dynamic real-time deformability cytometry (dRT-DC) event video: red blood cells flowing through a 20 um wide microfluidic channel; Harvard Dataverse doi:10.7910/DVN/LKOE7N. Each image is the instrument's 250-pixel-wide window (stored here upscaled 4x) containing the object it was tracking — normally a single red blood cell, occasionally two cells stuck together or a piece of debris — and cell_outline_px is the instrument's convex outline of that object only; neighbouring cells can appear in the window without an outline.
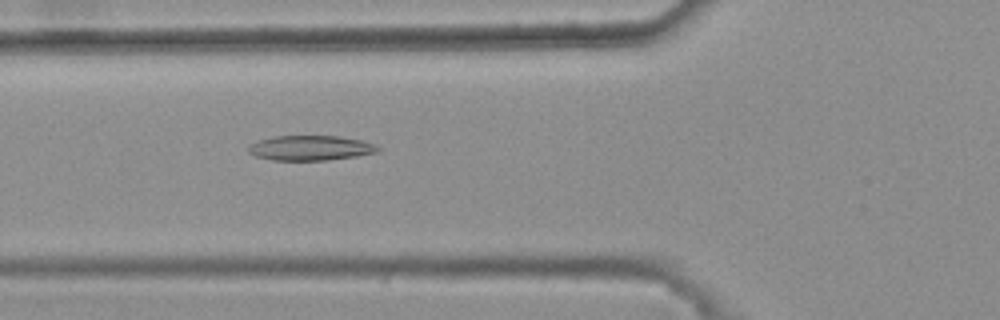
{"species": "common noctule bat (a hibernating species)", "species_latin": "Nyctalus noctula", "temperature_condition": "warm", "stored_images_in_passage": 49, "camera_frame_rate_fps": 3000, "um_per_image_px": 0.085, "animal": {"sex": "female", "body_mass_g": 25.1}, "frame": {"image": 1, "passage_image": 20, "time_ms": 6.333, "image_size_px": [1000, 320], "cell_outline_px": [[380, 148], [376, 152], [356, 156], [328, 160], [272, 160], [256, 156], [248, 152], [248, 148], [252, 144], [260, 140], [272, 136], [340, 136], [360, 140], [376, 144]], "centroid_in_image_um": [26.4, 12.57], "position_along_channel_um": 99.4, "area_um2": 18.67}}
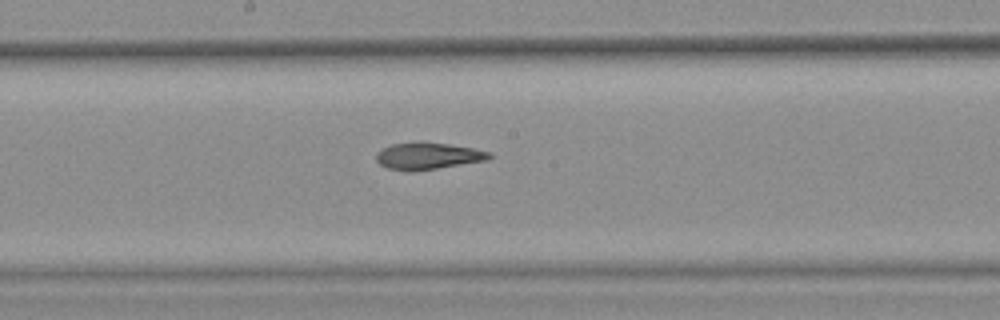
{"frame": {"image": 2, "passage_image": 29, "time_ms": 9.333, "image_size_px": [1000, 320], "cell_outline_px": [[492, 156], [488, 160], [412, 172], [408, 172], [388, 168], [380, 164], [376, 160], [376, 152], [392, 144], [412, 140], [416, 140], [448, 144], [472, 148], [492, 152]], "centroid_in_image_um": [36.35, 13.24], "position_along_channel_um": 211.9, "area_um2": 18.03}}
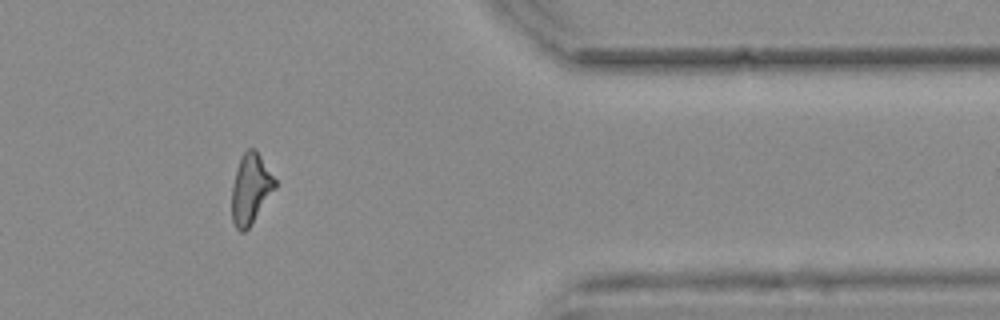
{"frame": {"image": 3, "passage_image": 45, "time_ms": 14.667, "image_size_px": [1000, 320], "cell_outline_px": [[276, 188], [248, 228], [244, 232], [240, 232], [236, 228], [232, 220], [232, 184], [236, 168], [244, 152], [248, 148], [256, 148], [276, 180]], "centroid_in_image_um": [21.3, 16.03], "position_along_channel_um": 390.1, "area_um2": 17.63}, "authors_computed_cell_mechanics": {"area_um2": 18.3226, "velocity_mm_per_s": 3.7503, "shape_relaxation_time_tau1_ms": null, "shape_relaxation_time_tau2_ms": 4.3777, "deformation_change_tau1": null, "deformation_change_tau2": 0.1364}}